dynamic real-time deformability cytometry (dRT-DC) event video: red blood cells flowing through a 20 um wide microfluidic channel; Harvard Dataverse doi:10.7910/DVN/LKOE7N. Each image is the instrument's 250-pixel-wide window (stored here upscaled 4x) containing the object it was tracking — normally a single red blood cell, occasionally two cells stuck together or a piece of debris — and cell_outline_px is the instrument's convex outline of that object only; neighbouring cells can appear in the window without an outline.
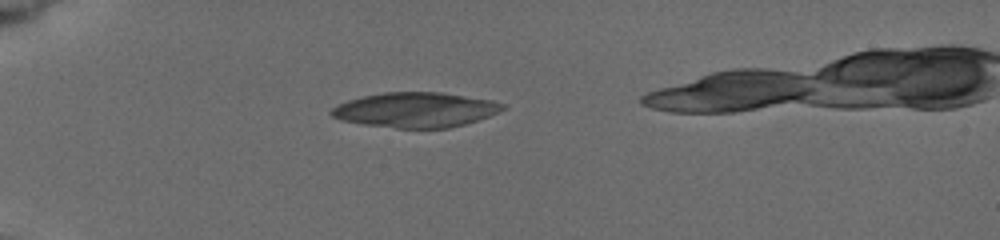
{"species": "common noctule bat (a hibernating species)", "species_latin": "Nyctalus noctula", "temperature_condition": "cold", "stored_images_in_passage": 3, "camera_frame_rate_fps": 3000, "um_per_image_px": 0.085, "animal": {"sex": "female", "body_mass_g": 19.5, "forearm_length_mm": 54.1}, "frame": {"image": 1, "passage_image": 1, "time_ms": 0.0, "image_size_px": [1000, 240], "cell_outline_px": [[504, 108], [488, 116], [464, 124], [448, 128], [396, 128], [364, 124], [344, 120], [332, 116], [328, 112], [336, 104], [348, 100], [364, 96], [384, 92], [440, 92], [492, 100], [504, 104]], "centroid_in_image_um": [35.29, 9.33], "position_along_channel_um": 49.7, "area_um2": 34.56}}